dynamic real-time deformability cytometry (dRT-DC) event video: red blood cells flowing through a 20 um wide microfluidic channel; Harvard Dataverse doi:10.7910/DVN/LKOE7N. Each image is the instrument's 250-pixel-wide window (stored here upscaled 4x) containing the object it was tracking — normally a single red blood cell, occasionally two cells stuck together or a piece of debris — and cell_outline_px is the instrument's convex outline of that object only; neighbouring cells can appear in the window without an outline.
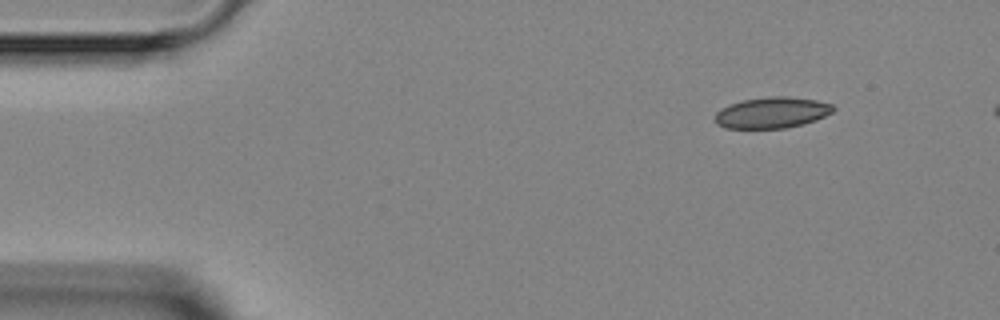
{"species": "Egyptian fruit bat (a non-hibernating species)", "species_latin": "Rousettus aegyptiacus", "temperature_condition": "room temperature", "stored_images_in_passage": 4, "camera_frame_rate_fps": 3000, "um_per_image_px": 0.085, "animal": {"sex": "female"}, "frame": {"image": 1, "passage_image": 1, "time_ms": 0.0, "image_size_px": [1000, 320], "cell_outline_px": [[836, 108], [832, 112], [816, 120], [804, 124], [784, 128], [724, 128], [716, 124], [716, 112], [720, 108], [728, 104], [744, 100], [768, 96], [788, 96], [816, 100], [832, 104]], "centroid_in_image_um": [65.61, 9.57], "position_along_channel_um": 19.4, "area_um2": 21.5}}